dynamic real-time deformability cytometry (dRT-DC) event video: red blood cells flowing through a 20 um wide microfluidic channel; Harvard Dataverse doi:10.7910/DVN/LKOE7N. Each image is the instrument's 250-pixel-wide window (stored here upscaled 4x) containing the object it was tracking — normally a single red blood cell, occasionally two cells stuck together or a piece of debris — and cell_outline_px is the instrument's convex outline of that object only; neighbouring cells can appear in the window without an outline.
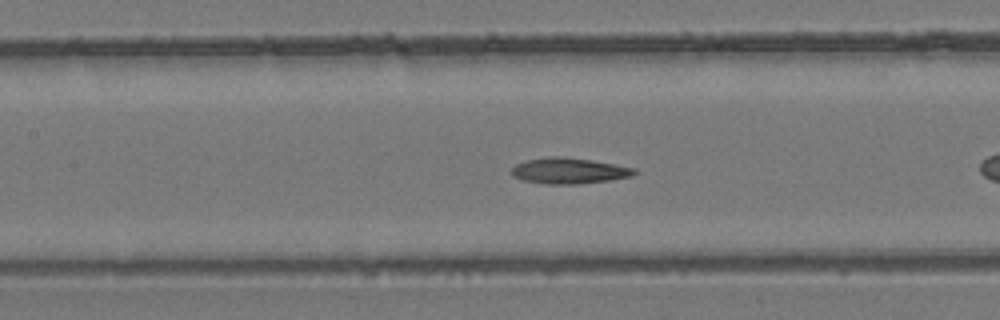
{"species": "common noctule bat (a hibernating species)", "species_latin": "Nyctalus noctula", "temperature_condition": "room temperature", "stored_images_in_passage": 24, "camera_frame_rate_fps": 3000, "um_per_image_px": 0.085, "animal": {"sex": "female", "body_mass_g": 24.6, "forearm_length_mm": 56.2}, "frame": {"image": 1, "passage_image": 8, "time_ms": 2.333, "image_size_px": [1000, 320], "cell_outline_px": [[636, 172], [632, 176], [608, 180], [576, 184], [544, 184], [524, 180], [512, 176], [512, 168], [516, 164], [524, 160], [548, 156], [564, 156], [592, 160], [636, 168]], "centroid_in_image_um": [48.34, 14.5], "position_along_channel_um": 159.1, "area_um2": 18.55}}
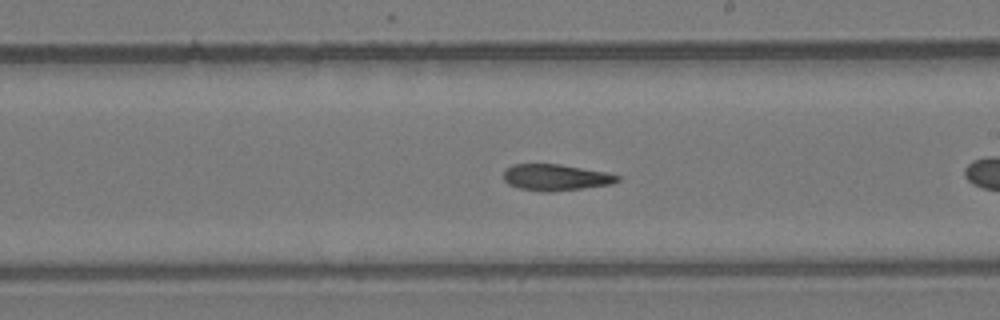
{"frame": {"image": 2, "passage_image": 14, "time_ms": 4.333, "image_size_px": [1000, 320], "cell_outline_px": [[620, 180], [612, 184], [584, 188], [552, 192], [544, 192], [520, 188], [508, 184], [504, 180], [504, 168], [512, 164], [560, 164], [604, 172], [620, 176]], "centroid_in_image_um": [47.21, 15.08], "position_along_channel_um": 241.8, "area_um2": 17.51}}
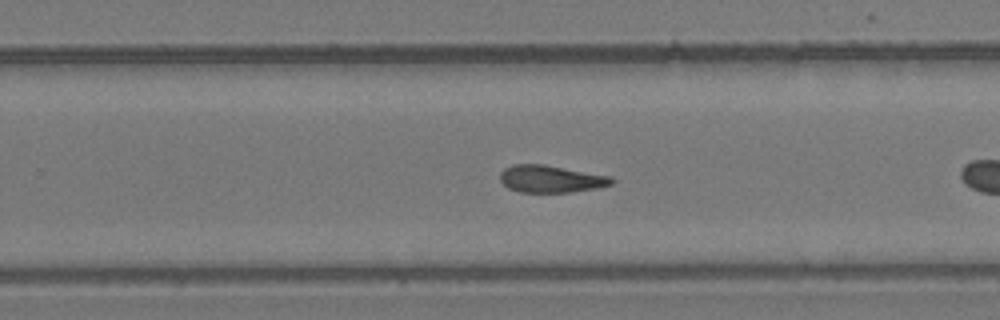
{"frame": {"image": 3, "passage_image": 17, "time_ms": 5.333, "image_size_px": [1000, 320], "cell_outline_px": [[616, 180], [612, 184], [600, 188], [568, 192], [520, 192], [508, 188], [500, 180], [500, 172], [504, 168], [512, 164], [544, 164], [612, 176]], "centroid_in_image_um": [46.85, 15.2], "position_along_channel_um": 282.9, "area_um2": 17.92}}